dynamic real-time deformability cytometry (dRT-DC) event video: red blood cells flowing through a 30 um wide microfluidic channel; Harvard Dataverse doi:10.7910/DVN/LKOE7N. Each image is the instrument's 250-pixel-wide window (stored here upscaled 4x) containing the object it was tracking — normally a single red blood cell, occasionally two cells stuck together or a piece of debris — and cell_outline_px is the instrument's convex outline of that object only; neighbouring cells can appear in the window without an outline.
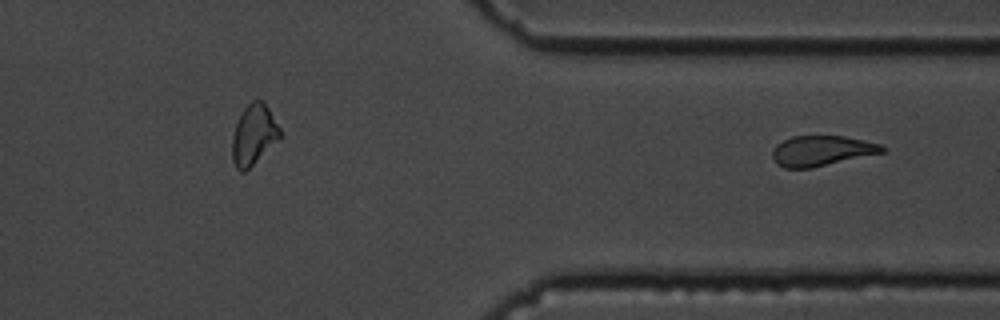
{"species": "common noctule bat (a hibernating species)", "species_latin": "Nyctalus noctula", "temperature_condition": "cold", "stored_images_in_passage": 37, "segment_of_instrument_passage": [2, 2], "camera_frame_rate_fps": 3000, "um_per_image_px": 0.085, "animal": {"sex": "male", "body_mass_g": 19.5, "forearm_length_mm": 54.6}, "frame": {"image": 1, "passage_image": 37, "time_ms": 12.0, "image_size_px": [1000, 320], "cell_outline_px": [[888, 148], [884, 152], [812, 168], [784, 168], [776, 164], [772, 156], [772, 152], [776, 144], [792, 136], [844, 136], [880, 144]], "centroid_in_image_um": [69.83, 12.82], "position_along_channel_um": 341.6, "area_um2": 19.36}}